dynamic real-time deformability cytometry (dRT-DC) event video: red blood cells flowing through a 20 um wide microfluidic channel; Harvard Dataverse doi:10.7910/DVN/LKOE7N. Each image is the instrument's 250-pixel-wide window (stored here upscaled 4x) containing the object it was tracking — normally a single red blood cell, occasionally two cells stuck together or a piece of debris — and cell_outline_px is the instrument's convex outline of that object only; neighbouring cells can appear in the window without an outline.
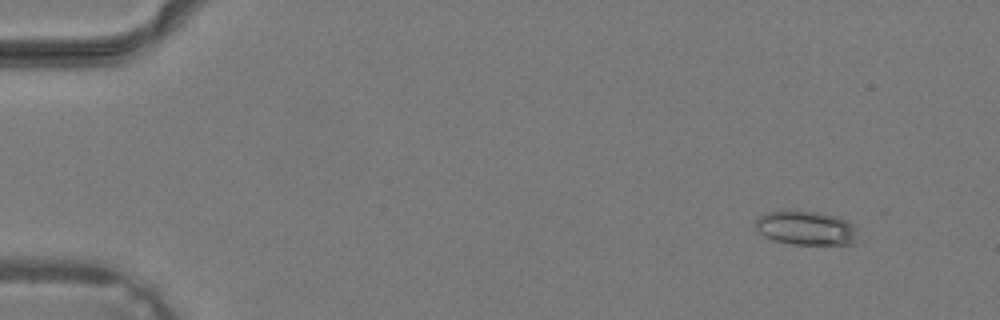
{"species": "common noctule bat (a hibernating species)", "species_latin": "Nyctalus noctula", "temperature_condition": "warm", "stored_images_in_passage": 39, "camera_frame_rate_fps": 3000, "um_per_image_px": 0.085, "animal": {"sex": "male", "body_mass_g": 19.2, "forearm_length_mm": 51.8}, "frame": {"image": 1, "passage_image": 4, "time_ms": 1.0, "image_size_px": [1000, 320], "cell_outline_px": [[860, 240], [852, 244], [792, 244], [772, 240], [764, 236], [756, 228], [756, 220], [760, 216], [768, 212], [788, 208], [820, 212], [840, 216], [848, 220], [856, 228]], "centroid_in_image_um": [68.56, 19.35], "position_along_channel_um": 16.4, "area_um2": 21.1}}
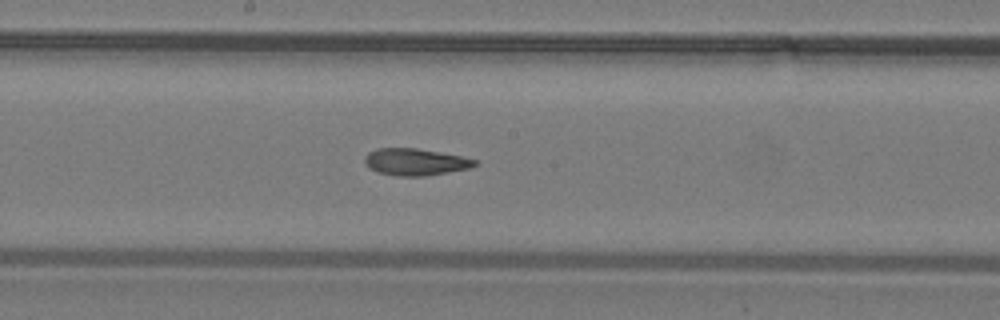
{"frame": {"image": 2, "passage_image": 22, "time_ms": 7.0, "image_size_px": [1000, 320], "cell_outline_px": [[476, 164], [472, 168], [424, 176], [400, 176], [380, 172], [368, 168], [364, 164], [364, 156], [368, 152], [376, 148], [416, 148], [440, 152], [460, 156], [476, 160]], "centroid_in_image_um": [35.26, 13.76], "position_along_channel_um": 212.9, "area_um2": 17.22}}
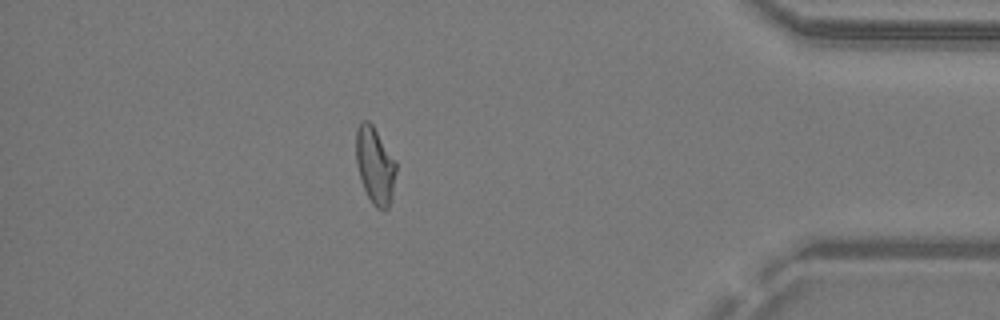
{"frame": {"image": 3, "passage_image": 35, "time_ms": 11.333, "image_size_px": [1000, 320], "cell_outline_px": [[396, 172], [392, 196], [388, 208], [384, 212], [376, 208], [372, 204], [360, 180], [356, 164], [356, 128], [360, 120], [368, 120], [372, 124], [396, 160]], "centroid_in_image_um": [31.87, 14.06], "position_along_channel_um": 403.3, "area_um2": 18.26}}